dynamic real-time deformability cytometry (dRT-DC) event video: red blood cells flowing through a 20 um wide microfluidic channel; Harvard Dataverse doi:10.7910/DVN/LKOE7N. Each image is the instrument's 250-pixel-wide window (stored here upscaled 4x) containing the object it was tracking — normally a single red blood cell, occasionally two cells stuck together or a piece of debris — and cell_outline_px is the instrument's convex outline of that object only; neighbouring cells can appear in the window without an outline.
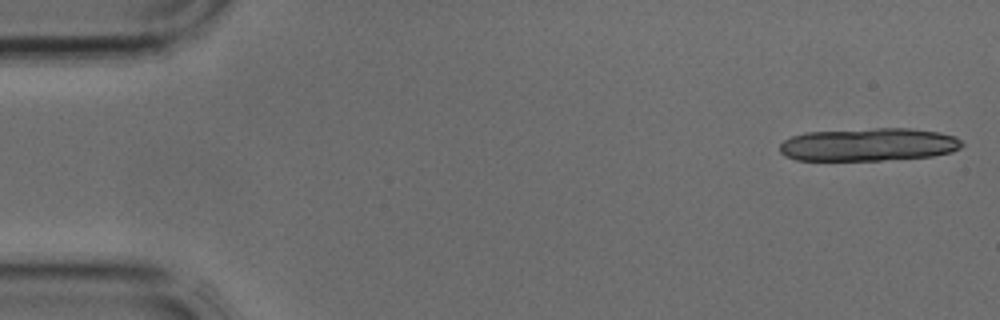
{"species": "common noctule bat (a hibernating species)", "species_latin": "Nyctalus noctula", "temperature_condition": "cold", "stored_images_in_passage": 5, "camera_frame_rate_fps": 3000, "um_per_image_px": 0.085, "animal": {"sex": "male", "body_mass_g": 17.9, "forearm_length_mm": 54.2}, "frame": {"image": 1, "passage_image": 1, "time_ms": 0.0, "image_size_px": [1000, 320], "cell_outline_px": [[964, 144], [960, 148], [952, 152], [932, 156], [880, 160], [796, 160], [784, 156], [780, 152], [780, 144], [784, 140], [792, 136], [804, 132], [876, 128], [908, 128], [940, 132], [956, 136]], "centroid_in_image_um": [73.83, 12.28], "position_along_channel_um": 11.2, "area_um2": 35.2}}